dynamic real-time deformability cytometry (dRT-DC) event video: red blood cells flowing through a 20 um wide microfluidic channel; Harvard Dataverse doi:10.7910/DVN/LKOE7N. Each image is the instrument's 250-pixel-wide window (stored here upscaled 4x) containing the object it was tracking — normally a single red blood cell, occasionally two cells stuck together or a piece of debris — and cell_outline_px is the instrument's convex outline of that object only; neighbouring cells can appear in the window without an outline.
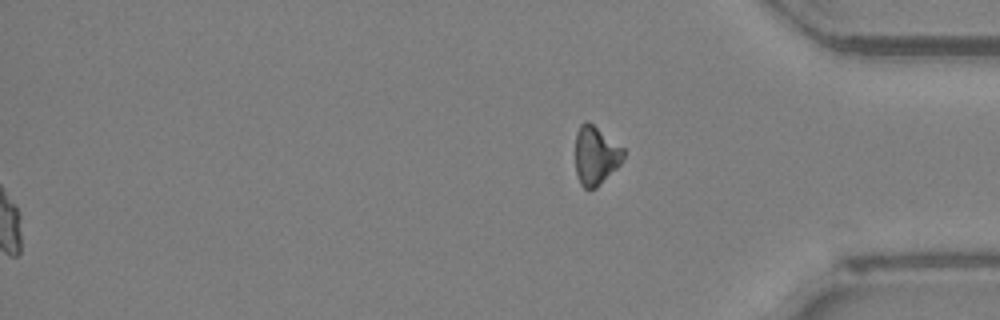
{"species": "Egyptian fruit bat (a non-hibernating species)", "species_latin": "Rousettus aegyptiacus", "temperature_condition": "room temperature", "stored_images_in_passage": 53, "segment_of_instrument_passage": [2, 2], "camera_frame_rate_fps": 3000, "um_per_image_px": 0.085, "animal": {"sex": "female"}, "frame": {"image": 1, "passage_image": 53, "time_ms": 17.333, "image_size_px": [1000, 320], "cell_outline_px": [[624, 156], [620, 164], [596, 188], [584, 188], [580, 184], [576, 176], [576, 132], [580, 124], [584, 120], [588, 120], [624, 148]], "centroid_in_image_um": [50.62, 13.19], "position_along_channel_um": 384.6, "area_um2": 16.47}}